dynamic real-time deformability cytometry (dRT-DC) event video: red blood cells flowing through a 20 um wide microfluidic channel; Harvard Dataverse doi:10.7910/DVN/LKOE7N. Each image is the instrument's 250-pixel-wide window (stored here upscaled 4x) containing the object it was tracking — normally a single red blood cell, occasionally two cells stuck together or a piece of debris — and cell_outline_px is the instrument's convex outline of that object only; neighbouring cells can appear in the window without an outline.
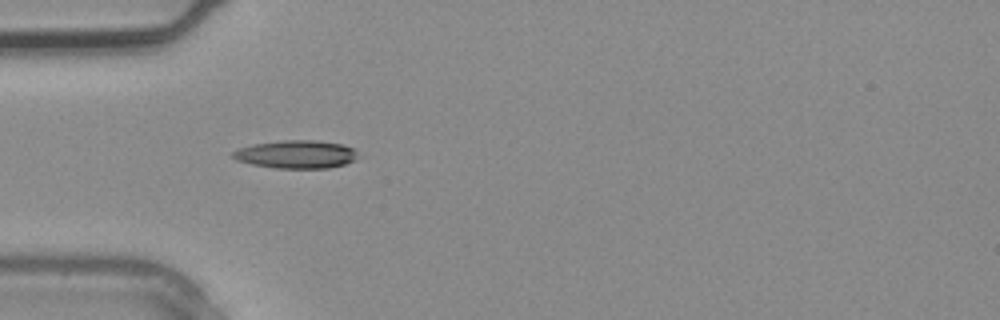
{"species": "common noctule bat (a hibernating species)", "species_latin": "Nyctalus noctula", "temperature_condition": "warm", "stored_images_in_passage": 3, "camera_frame_rate_fps": 3000, "um_per_image_px": 0.085, "animal": {"sex": "male", "body_mass_g": 20.4}, "frame": {"image": 1, "passage_image": 3, "time_ms": 0.667, "image_size_px": [1000, 320], "cell_outline_px": [[356, 160], [344, 164], [328, 168], [276, 168], [252, 164], [236, 160], [232, 156], [232, 152], [240, 148], [252, 144], [284, 140], [316, 140], [344, 144], [352, 148], [356, 152]], "centroid_in_image_um": [25.18, 13.11], "position_along_channel_um": 59.8, "area_um2": 20.4}}